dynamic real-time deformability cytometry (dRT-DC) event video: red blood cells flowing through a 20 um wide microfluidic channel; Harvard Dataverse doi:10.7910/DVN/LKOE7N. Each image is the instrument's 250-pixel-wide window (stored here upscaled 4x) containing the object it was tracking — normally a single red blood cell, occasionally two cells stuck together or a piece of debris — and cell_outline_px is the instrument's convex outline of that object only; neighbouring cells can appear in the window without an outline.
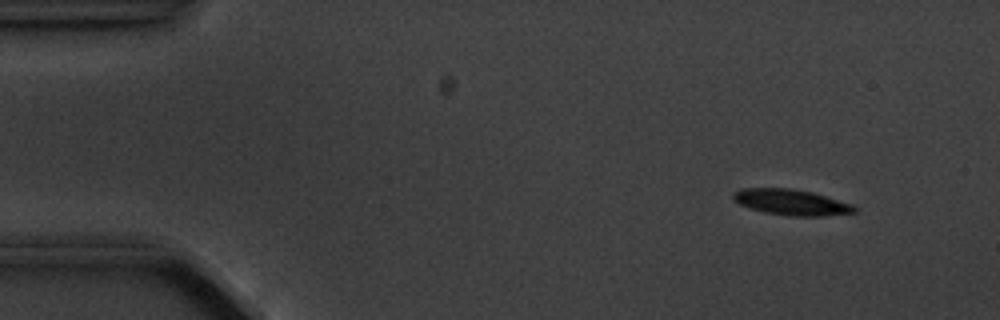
{"species": "common noctule bat (a hibernating species)", "species_latin": "Nyctalus noctula", "temperature_condition": "cold", "stored_images_in_passage": 5, "camera_frame_rate_fps": 3000, "um_per_image_px": 0.085, "animal": {"sex": "male", "body_mass_g": 20.1, "forearm_length_mm": 53.5}, "frame": {"image": 1, "passage_image": 2, "time_ms": 1.333, "image_size_px": [1000, 320], "cell_outline_px": [[856, 212], [820, 216], [788, 216], [764, 212], [748, 208], [740, 204], [732, 196], [732, 192], [744, 188], [788, 188], [812, 192], [852, 204], [856, 208]], "centroid_in_image_um": [67.23, 17.19], "position_along_channel_um": 17.8, "area_um2": 18.09}}